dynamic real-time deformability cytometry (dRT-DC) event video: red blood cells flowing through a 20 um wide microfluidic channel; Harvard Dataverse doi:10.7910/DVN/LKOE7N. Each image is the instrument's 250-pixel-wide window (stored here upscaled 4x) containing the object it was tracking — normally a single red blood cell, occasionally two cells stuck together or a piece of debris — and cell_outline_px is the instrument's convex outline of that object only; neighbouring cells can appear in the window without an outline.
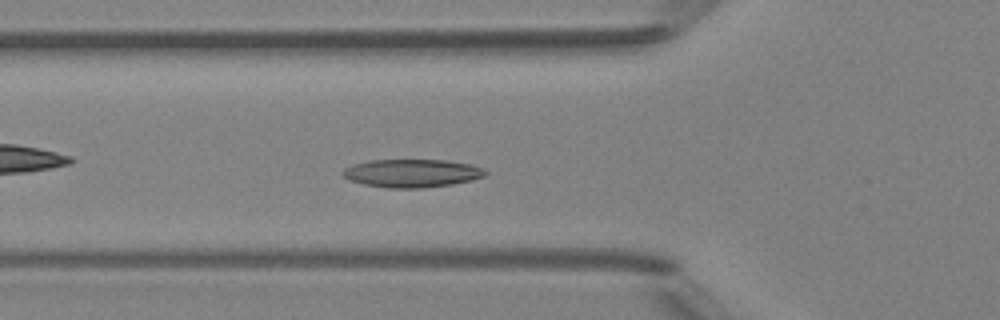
{"species": "Egyptian fruit bat (a non-hibernating species)", "species_latin": "Rousettus aegyptiacus", "temperature_condition": "room temperature", "stored_images_in_passage": 35, "camera_frame_rate_fps": 3000, "um_per_image_px": 0.085, "animal": {"sex": "female"}, "frame": {"image": 1, "passage_image": 10, "time_ms": 3.0, "image_size_px": [1000, 320], "cell_outline_px": [[488, 172], [484, 176], [472, 180], [452, 184], [424, 188], [388, 188], [364, 184], [348, 180], [340, 172], [344, 168], [352, 164], [368, 160], [444, 160], [472, 164], [484, 168]], "centroid_in_image_um": [35.0, 14.72], "position_along_channel_um": 90.8, "area_um2": 23.58}}
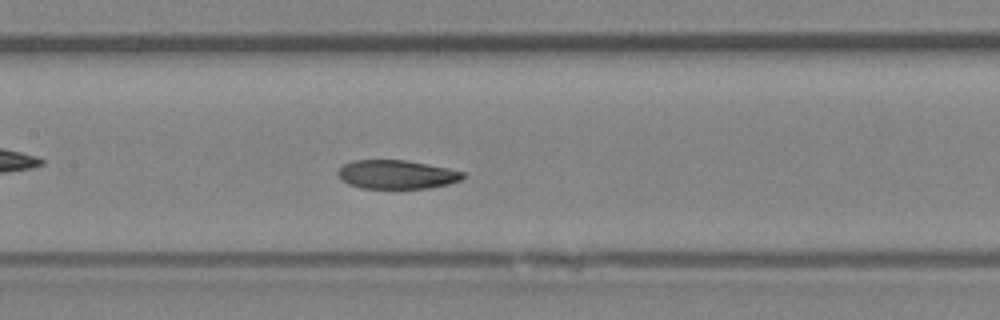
{"frame": {"image": 2, "passage_image": 16, "time_ms": 5.0, "image_size_px": [1000, 320], "cell_outline_px": [[464, 176], [460, 180], [448, 184], [428, 188], [360, 188], [348, 184], [340, 180], [336, 172], [344, 164], [352, 160], [404, 160], [448, 168], [464, 172]], "centroid_in_image_um": [33.67, 14.83], "position_along_channel_um": 173.7, "area_um2": 20.92}}
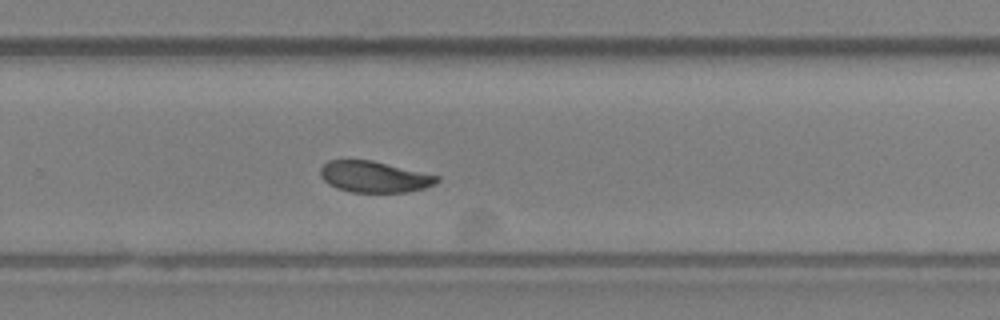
{"frame": {"image": 3, "passage_image": 25, "time_ms": 8.0, "image_size_px": [1000, 320], "cell_outline_px": [[440, 180], [436, 184], [424, 188], [408, 192], [352, 192], [336, 188], [328, 184], [320, 176], [320, 168], [328, 160], [372, 160], [440, 176]], "centroid_in_image_um": [31.82, 15.03], "position_along_channel_um": 298.0, "area_um2": 21.27}, "authors_computed_cell_mechanics": {"area_um2": 21.9062, "velocity_mm_per_s": 4.1644, "shape_relaxation_time_tau1_ms": 3.2398, "shape_relaxation_time_tau2_ms": 2.6623, "deformation_change_tau1": 0.1048, "deformation_change_tau2": 0.0645}}